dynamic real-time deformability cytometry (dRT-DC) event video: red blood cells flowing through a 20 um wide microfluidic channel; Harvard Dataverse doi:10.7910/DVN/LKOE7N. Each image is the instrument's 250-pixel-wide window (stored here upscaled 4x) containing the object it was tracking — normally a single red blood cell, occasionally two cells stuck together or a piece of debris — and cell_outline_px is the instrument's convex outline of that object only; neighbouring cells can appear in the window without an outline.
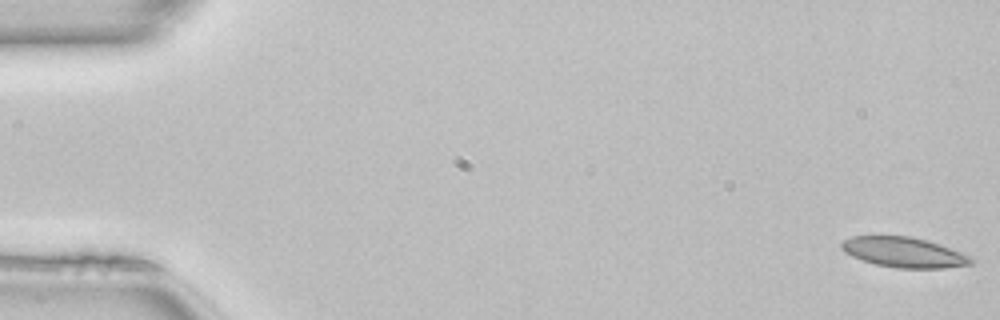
{"species": "common noctule bat (a hibernating species)", "species_latin": "Nyctalus noctula", "temperature_condition": "room temperature", "stored_images_in_passage": 8, "camera_frame_rate_fps": 3000, "um_per_image_px": 0.085, "animal": {"sex": "female", "body_mass_g": 22.7, "forearm_length_mm": 54.2}, "frame": {"image": 1, "passage_image": 1, "time_ms": 0.0, "image_size_px": [1000, 320], "cell_outline_px": [[972, 264], [944, 268], [896, 268], [876, 264], [852, 256], [844, 252], [840, 248], [840, 244], [844, 240], [852, 236], [880, 232], [912, 236], [928, 240], [960, 252], [968, 256], [972, 260]], "centroid_in_image_um": [76.73, 21.38], "position_along_channel_um": 8.3, "area_um2": 23.47}}